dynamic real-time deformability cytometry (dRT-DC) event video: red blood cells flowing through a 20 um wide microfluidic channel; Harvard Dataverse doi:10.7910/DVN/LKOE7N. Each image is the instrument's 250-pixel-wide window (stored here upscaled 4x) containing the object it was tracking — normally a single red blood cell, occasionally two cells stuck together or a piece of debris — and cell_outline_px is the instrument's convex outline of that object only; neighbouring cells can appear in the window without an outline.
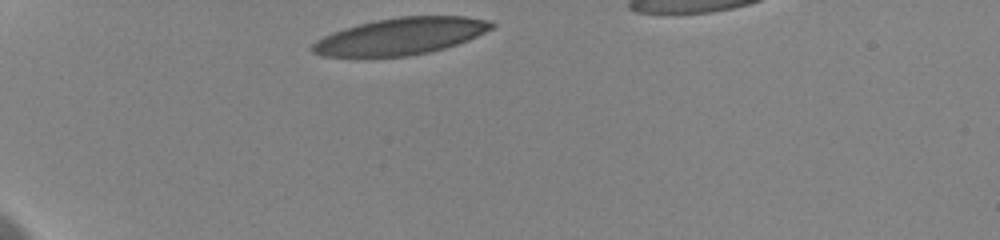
{"species": "human", "species_latin": "Homo sapiens", "temperature_condition": "cold", "stored_images_in_passage": 3, "camera_frame_rate_fps": 3000, "um_per_image_px": 0.085, "donor": {"sex": "female"}, "frame": {"image": 1, "passage_image": 1, "time_ms": 0.0, "image_size_px": [1000, 240], "cell_outline_px": [[496, 24], [492, 28], [468, 40], [444, 48], [428, 52], [408, 56], [320, 56], [312, 52], [308, 48], [316, 40], [332, 32], [344, 28], [376, 20], [400, 16], [464, 16], [492, 20]], "centroid_in_image_um": [34.05, 3.07], "position_along_channel_um": 51.0, "area_um2": 38.38}}